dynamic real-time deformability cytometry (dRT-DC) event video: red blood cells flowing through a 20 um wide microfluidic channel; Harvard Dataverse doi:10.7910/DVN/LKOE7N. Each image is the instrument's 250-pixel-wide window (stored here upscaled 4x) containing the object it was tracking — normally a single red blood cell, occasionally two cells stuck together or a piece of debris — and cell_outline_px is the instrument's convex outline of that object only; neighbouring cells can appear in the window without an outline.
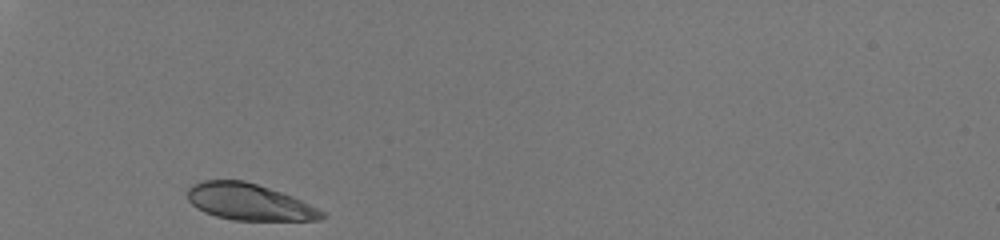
{"species": "human", "species_latin": "Homo sapiens", "temperature_condition": "room temperature", "stored_images_in_passage": 28, "camera_frame_rate_fps": 3000, "um_per_image_px": 0.085, "donor": {"sex": "male"}, "frame": {"image": 1, "passage_image": 1, "time_ms": 0.0, "image_size_px": [1000, 240], "cell_outline_px": [[328, 216], [320, 220], [232, 220], [216, 216], [204, 212], [196, 208], [188, 200], [188, 188], [192, 184], [204, 180], [244, 180], [292, 196], [324, 212]], "centroid_in_image_um": [21.15, 17.17], "position_along_channel_um": 63.8, "area_um2": 28.44}}
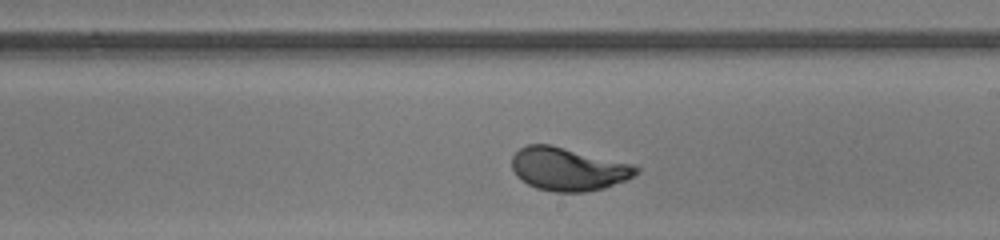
{"frame": {"image": 2, "passage_image": 16, "time_ms": 5.0, "image_size_px": [1000, 240], "cell_outline_px": [[640, 172], [624, 180], [604, 188], [588, 192], [556, 192], [536, 188], [520, 180], [516, 176], [512, 168], [512, 156], [520, 148], [528, 144], [552, 144], [636, 164], [640, 168]], "centroid_in_image_um": [48.31, 14.36], "position_along_channel_um": 240.7, "area_um2": 31.67}}
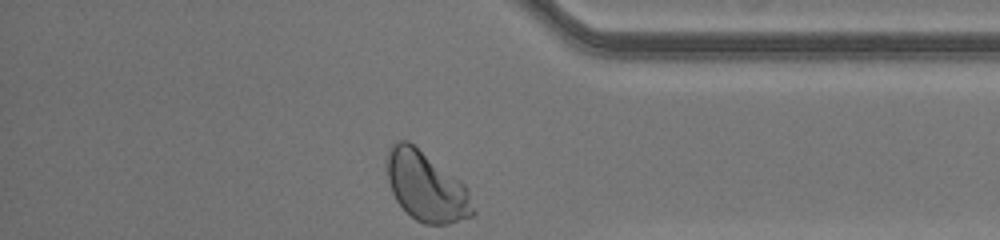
{"frame": {"image": 3, "passage_image": 28, "time_ms": 9.0, "image_size_px": [1000, 240], "cell_outline_px": [[476, 212], [472, 216], [448, 224], [424, 224], [416, 220], [396, 200], [392, 192], [388, 180], [384, 164], [384, 160], [388, 148], [396, 140], [408, 140], [460, 180], [468, 188]], "centroid_in_image_um": [36.2, 15.83], "position_along_channel_um": 399.0, "area_um2": 35.14}, "authors_computed_cell_mechanics": {"area_um2": 30.8941, "velocity_mm_per_s": 4.0748, "shape_relaxation_time_tau1_ms": 1.705, "shape_relaxation_time_tau2_ms": null, "deformation_change_tau1": 0.1249, "deformation_change_tau2": null}}